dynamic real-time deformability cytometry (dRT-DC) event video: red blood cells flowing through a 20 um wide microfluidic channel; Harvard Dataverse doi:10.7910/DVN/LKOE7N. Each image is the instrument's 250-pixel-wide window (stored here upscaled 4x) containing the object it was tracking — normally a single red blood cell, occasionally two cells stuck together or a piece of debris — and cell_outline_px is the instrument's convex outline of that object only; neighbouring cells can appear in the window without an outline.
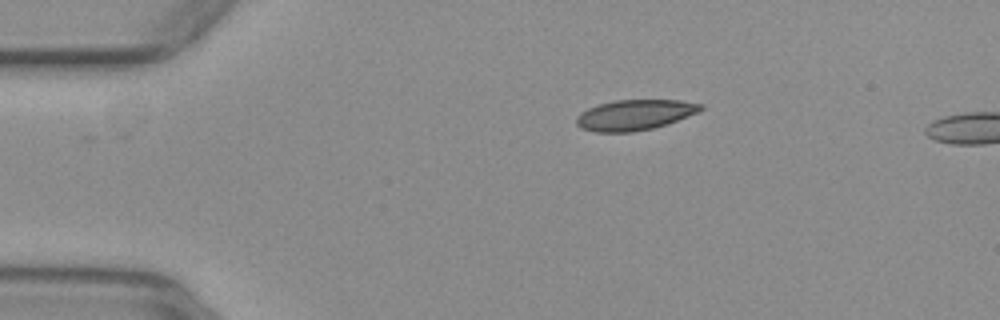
{"species": "common noctule bat (a hibernating species)", "species_latin": "Nyctalus noctula", "temperature_condition": "warm", "stored_images_in_passage": 4, "camera_frame_rate_fps": 3000, "um_per_image_px": 0.085, "animal": {"sex": "female", "body_mass_g": 29.2, "forearm_length_mm": 56.3}, "frame": {"image": 1, "passage_image": 1, "time_ms": 0.0, "image_size_px": [1000, 320], "cell_outline_px": [[704, 108], [700, 112], [668, 124], [652, 128], [632, 132], [596, 132], [580, 128], [576, 124], [576, 116], [580, 112], [588, 108], [600, 104], [616, 100], [680, 100], [704, 104]], "centroid_in_image_um": [53.97, 9.77], "position_along_channel_um": 31.0, "area_um2": 22.25}}